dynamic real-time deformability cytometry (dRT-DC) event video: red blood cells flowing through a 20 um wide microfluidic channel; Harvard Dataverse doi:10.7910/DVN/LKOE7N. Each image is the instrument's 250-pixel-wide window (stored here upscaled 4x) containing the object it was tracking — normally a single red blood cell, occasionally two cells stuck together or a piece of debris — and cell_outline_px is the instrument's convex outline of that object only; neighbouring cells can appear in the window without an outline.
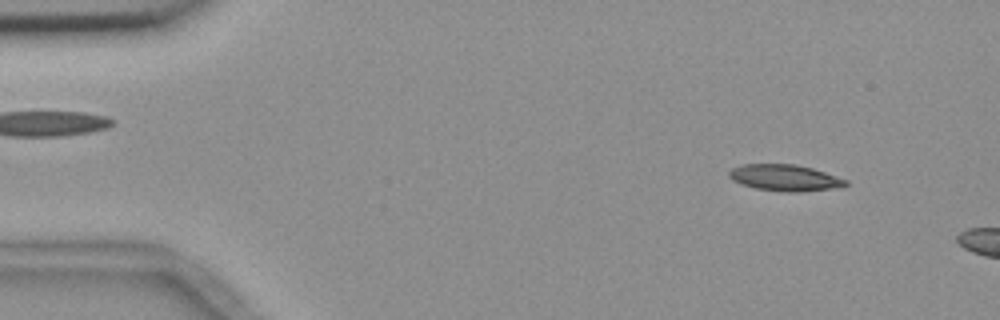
{"species": "common noctule bat (a hibernating species)", "species_latin": "Nyctalus noctula", "temperature_condition": "room temperature", "stored_images_in_passage": 10, "camera_frame_rate_fps": 3000, "um_per_image_px": 0.085, "animal": {"sex": "female", "body_mass_g": 18.4}, "frame": {"image": 1, "passage_image": 5, "time_ms": 1.333, "image_size_px": [1000, 320], "cell_outline_px": [[848, 184], [832, 188], [800, 192], [788, 192], [756, 188], [740, 184], [732, 180], [728, 176], [728, 172], [732, 168], [740, 164], [796, 164], [812, 168], [848, 180]], "centroid_in_image_um": [66.66, 15.1], "position_along_channel_um": 18.3, "area_um2": 17.86}}